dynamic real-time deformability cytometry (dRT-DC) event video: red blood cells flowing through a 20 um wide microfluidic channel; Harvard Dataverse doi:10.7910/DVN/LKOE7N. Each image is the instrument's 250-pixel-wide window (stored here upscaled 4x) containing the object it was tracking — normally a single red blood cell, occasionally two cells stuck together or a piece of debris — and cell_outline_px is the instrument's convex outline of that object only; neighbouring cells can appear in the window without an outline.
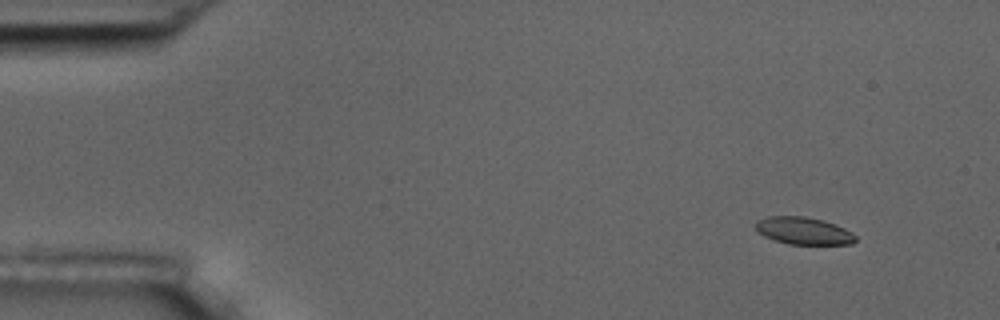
{"species": "common noctule bat (a hibernating species)", "species_latin": "Nyctalus noctula", "temperature_condition": "room temperature", "stored_images_in_passage": 5, "camera_frame_rate_fps": 3000, "um_per_image_px": 0.085, "animal": {"sex": "male", "body_mass_g": 17.5, "forearm_length_mm": 52.3}, "frame": {"image": 1, "passage_image": 2, "time_ms": 1.0, "image_size_px": [1000, 320], "cell_outline_px": [[856, 240], [852, 244], [788, 244], [764, 236], [756, 232], [756, 220], [768, 216], [804, 216], [824, 220], [836, 224], [852, 232], [856, 236]], "centroid_in_image_um": [68.3, 19.61], "position_along_channel_um": 16.7, "area_um2": 16.01}}
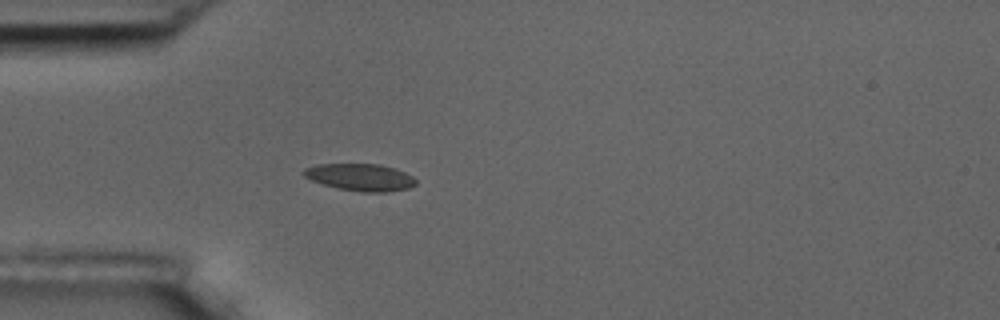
{"frame": {"image": 2, "passage_image": 5, "time_ms": 4.667, "image_size_px": [1000, 320], "cell_outline_px": [[416, 184], [408, 188], [384, 192], [364, 192], [340, 188], [324, 184], [312, 180], [304, 176], [300, 172], [304, 168], [320, 164], [380, 164], [396, 168], [412, 176], [416, 180]], "centroid_in_image_um": [30.63, 15.05], "position_along_channel_um": 54.4, "area_um2": 17.57}}